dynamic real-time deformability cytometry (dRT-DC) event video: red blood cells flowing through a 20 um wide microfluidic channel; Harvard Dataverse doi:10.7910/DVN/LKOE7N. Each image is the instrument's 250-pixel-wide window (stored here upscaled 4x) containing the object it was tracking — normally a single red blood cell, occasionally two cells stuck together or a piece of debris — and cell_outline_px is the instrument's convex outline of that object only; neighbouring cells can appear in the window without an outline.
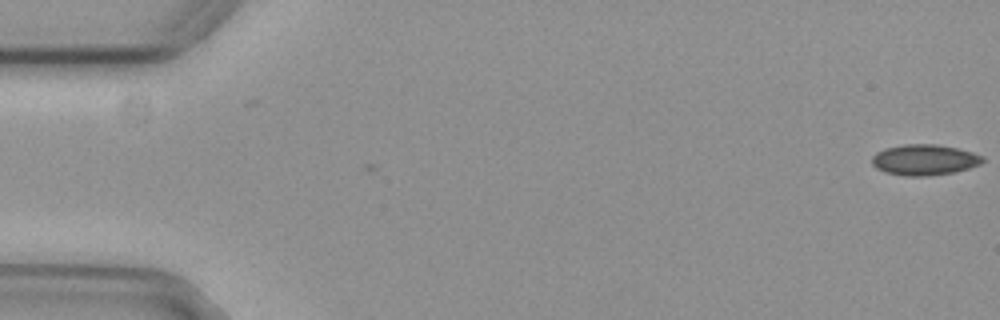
{"species": "common noctule bat (a hibernating species)", "species_latin": "Nyctalus noctula", "temperature_condition": "cold", "stored_images_in_passage": 5, "camera_frame_rate_fps": 3000, "um_per_image_px": 0.085, "animal": {"sex": "female", "body_mass_g": 29.2, "forearm_length_mm": 56.3}, "frame": {"image": 1, "passage_image": 5, "time_ms": 1.333, "image_size_px": [1000, 320], "cell_outline_px": [[984, 160], [980, 164], [968, 168], [952, 172], [928, 176], [904, 176], [884, 172], [876, 168], [872, 164], [872, 156], [876, 152], [884, 148], [904, 144], [936, 144], [956, 148], [972, 152], [984, 156]], "centroid_in_image_um": [78.54, 13.58], "position_along_channel_um": 6.5, "area_um2": 19.88}}